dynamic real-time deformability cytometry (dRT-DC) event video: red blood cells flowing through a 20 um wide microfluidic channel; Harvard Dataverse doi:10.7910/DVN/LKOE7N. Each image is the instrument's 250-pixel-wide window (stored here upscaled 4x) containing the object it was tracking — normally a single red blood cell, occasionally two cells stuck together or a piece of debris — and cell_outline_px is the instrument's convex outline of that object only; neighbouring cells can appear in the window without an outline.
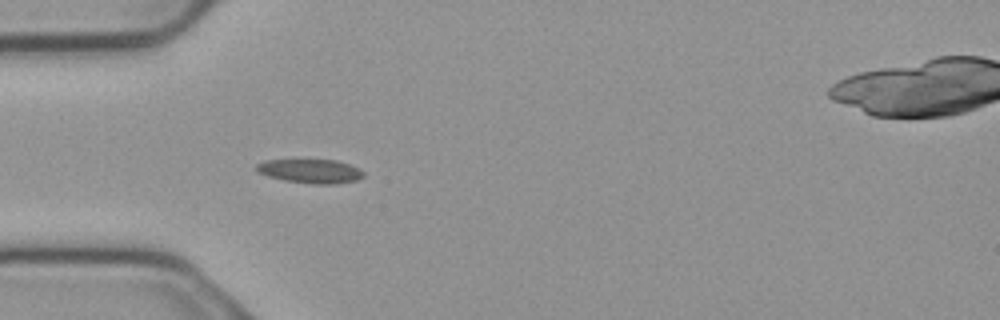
{"species": "common noctule bat (a hibernating species)", "species_latin": "Nyctalus noctula", "temperature_condition": "cold", "stored_images_in_passage": 3, "camera_frame_rate_fps": 3000, "um_per_image_px": 0.085, "animal": {"sex": "male", "body_mass_g": 23.1, "forearm_length_mm": 52.7}, "frame": {"image": 1, "passage_image": 3, "time_ms": 0.667, "image_size_px": [1000, 320], "cell_outline_px": [[364, 176], [356, 180], [336, 184], [312, 184], [284, 180], [268, 176], [260, 172], [256, 168], [256, 164], [268, 160], [336, 160], [348, 164], [364, 172]], "centroid_in_image_um": [26.4, 14.55], "position_along_channel_um": 58.6, "area_um2": 14.74}}